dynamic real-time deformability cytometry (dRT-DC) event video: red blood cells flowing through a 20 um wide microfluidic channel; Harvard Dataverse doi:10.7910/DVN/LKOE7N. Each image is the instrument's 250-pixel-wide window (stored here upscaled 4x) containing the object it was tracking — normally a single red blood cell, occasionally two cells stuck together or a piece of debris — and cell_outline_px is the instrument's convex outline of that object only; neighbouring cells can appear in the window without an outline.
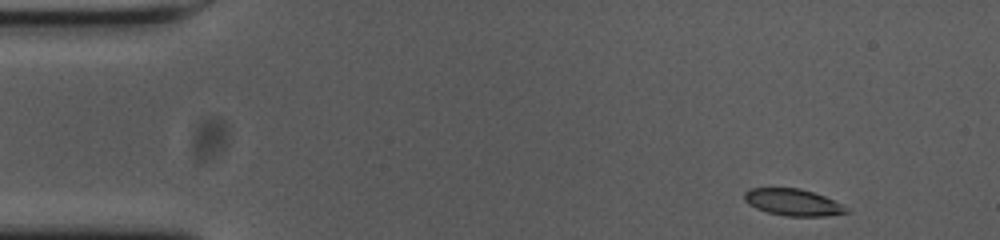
{"species": "common noctule bat (a hibernating species)", "species_latin": "Nyctalus noctula", "temperature_condition": "cold", "stored_images_in_passage": 51, "camera_frame_rate_fps": 3000, "um_per_image_px": 0.085, "animal": {"sex": "female", "body_mass_g": 23.0, "forearm_length_mm": 53.4}, "frame": {"image": 1, "passage_image": 1, "time_ms": 0.0, "image_size_px": [1000, 240], "cell_outline_px": [[852, 212], [828, 216], [784, 216], [768, 212], [756, 208], [748, 204], [744, 200], [744, 192], [748, 188], [800, 188], [824, 196], [848, 208]], "centroid_in_image_um": [67.39, 17.2], "position_along_channel_um": 17.6, "area_um2": 15.95}}
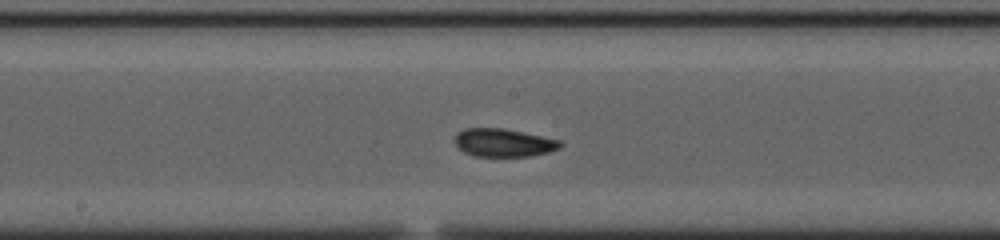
{"frame": {"image": 2, "passage_image": 24, "time_ms": 7.667, "image_size_px": [1000, 240], "cell_outline_px": [[564, 144], [560, 148], [548, 152], [528, 156], [476, 156], [464, 152], [452, 140], [456, 132], [464, 128], [504, 128], [560, 140]], "centroid_in_image_um": [42.77, 12.12], "position_along_channel_um": 205.4, "area_um2": 17.34}}
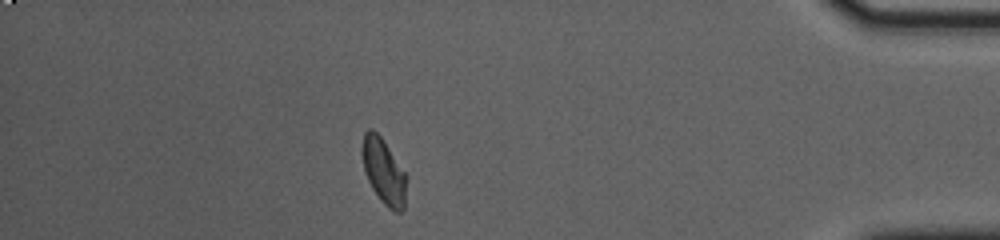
{"frame": {"image": 3, "passage_image": 44, "time_ms": 14.333, "image_size_px": [1000, 240], "cell_outline_px": [[408, 180], [404, 208], [400, 212], [396, 212], [388, 208], [380, 200], [372, 188], [364, 172], [360, 152], [360, 148], [364, 132], [368, 128], [372, 128], [380, 136], [408, 176]], "centroid_in_image_um": [32.6, 14.56], "position_along_channel_um": 402.6, "area_um2": 17.34}, "authors_computed_cell_mechanics": {"area_um2": 16.9354, "velocity_mm_per_s": 3.665, "shape_relaxation_time_tau1_ms": 4.611, "shape_relaxation_time_tau2_ms": 1.1292, "deformation_change_tau1": 0.1258, "deformation_change_tau2": 0.0423}}